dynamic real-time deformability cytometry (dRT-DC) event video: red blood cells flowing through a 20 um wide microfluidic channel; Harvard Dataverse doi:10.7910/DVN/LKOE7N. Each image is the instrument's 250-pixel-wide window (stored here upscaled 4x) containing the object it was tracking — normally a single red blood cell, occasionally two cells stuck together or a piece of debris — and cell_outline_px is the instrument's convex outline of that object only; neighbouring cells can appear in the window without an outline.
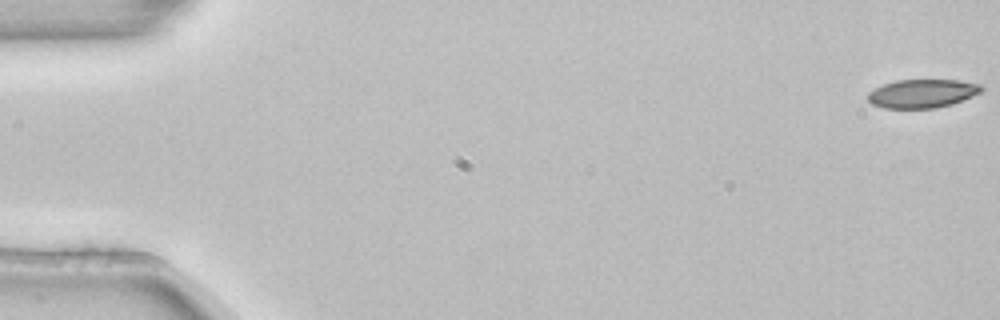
{"species": "common noctule bat (a hibernating species)", "species_latin": "Nyctalus noctula", "temperature_condition": "room temperature", "stored_images_in_passage": 5, "camera_frame_rate_fps": 3000, "um_per_image_px": 0.085, "animal": {"sex": "female", "body_mass_g": 22.7, "forearm_length_mm": 54.2}, "frame": {"image": 1, "passage_image": 1, "time_ms": 0.0, "image_size_px": [1000, 320], "cell_outline_px": [[984, 88], [980, 92], [972, 96], [952, 104], [936, 108], [884, 108], [872, 104], [868, 100], [868, 92], [884, 84], [896, 80], [956, 80], [980, 84]], "centroid_in_image_um": [78.39, 7.95], "position_along_channel_um": 6.6, "area_um2": 18.79}}